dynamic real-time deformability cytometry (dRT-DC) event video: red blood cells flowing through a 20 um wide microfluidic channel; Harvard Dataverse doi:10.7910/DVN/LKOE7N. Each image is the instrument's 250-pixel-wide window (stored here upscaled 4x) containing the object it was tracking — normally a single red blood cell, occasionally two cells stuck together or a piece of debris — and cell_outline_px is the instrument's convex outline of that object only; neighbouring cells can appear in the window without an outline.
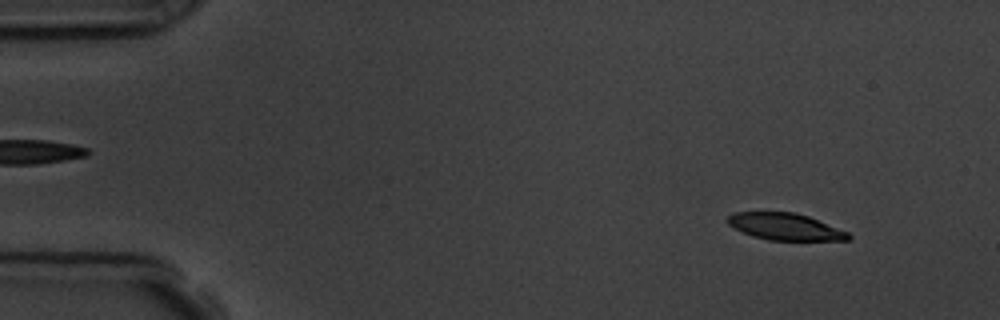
{"species": "common noctule bat (a hibernating species)", "species_latin": "Nyctalus noctula", "temperature_condition": "room temperature", "stored_images_in_passage": 5, "segment_of_instrument_passage": [1, 2], "camera_frame_rate_fps": 3000, "um_per_image_px": 0.085, "animal": {"sex": "male", "body_mass_g": 19.5, "forearm_length_mm": 54.6}, "frame": {"image": 1, "passage_image": 1, "time_ms": 0.0, "image_size_px": [1000, 320], "cell_outline_px": [[852, 236], [848, 240], [768, 240], [752, 236], [728, 224], [724, 220], [732, 212], [796, 212], [808, 216], [848, 232]], "centroid_in_image_um": [66.71, 19.26], "position_along_channel_um": 18.3, "area_um2": 18.84}}
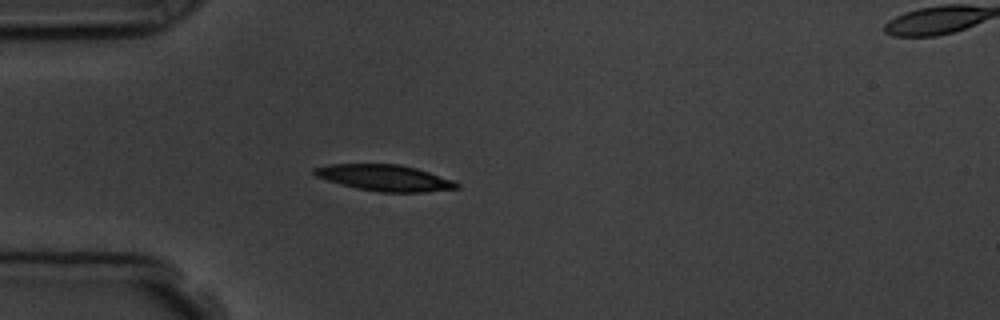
{"frame": {"image": 2, "passage_image": 4, "time_ms": 3.333, "image_size_px": [1000, 320], "cell_outline_px": [[460, 188], [424, 192], [380, 192], [356, 188], [328, 180], [316, 176], [312, 172], [312, 168], [328, 164], [400, 164], [416, 168], [456, 180], [460, 184]], "centroid_in_image_um": [32.74, 15.11], "position_along_channel_um": 52.3, "area_um2": 21.85}}